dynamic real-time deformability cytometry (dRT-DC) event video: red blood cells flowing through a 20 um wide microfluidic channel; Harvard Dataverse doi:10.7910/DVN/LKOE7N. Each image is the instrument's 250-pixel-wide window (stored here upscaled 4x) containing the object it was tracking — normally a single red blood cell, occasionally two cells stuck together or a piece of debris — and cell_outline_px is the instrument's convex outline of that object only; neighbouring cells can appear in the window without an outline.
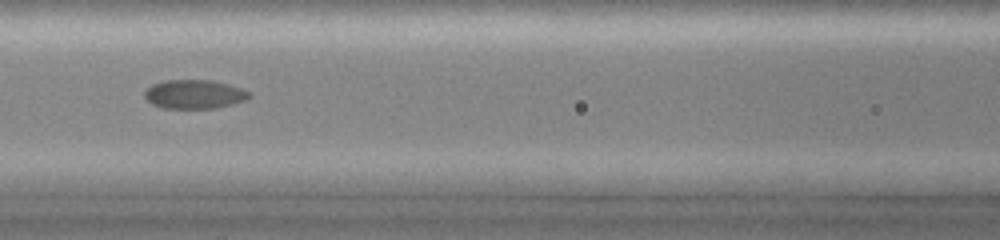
{"species": "common noctule bat (a hibernating species)", "species_latin": "Nyctalus noctula", "temperature_condition": "cold", "stored_images_in_passage": 6, "camera_frame_rate_fps": 3000, "um_per_image_px": 0.085, "animal": {"sex": "female", "body_mass_g": 19.0, "forearm_length_mm": 51.5}, "frame": {"image": 1, "passage_image": 4, "time_ms": 2.0, "image_size_px": [1000, 240], "cell_outline_px": [[252, 96], [244, 100], [232, 104], [216, 108], [164, 108], [152, 104], [144, 96], [144, 92], [152, 84], [164, 80], [212, 80], [228, 84], [252, 92]], "centroid_in_image_um": [16.53, 8.0], "position_along_channel_um": 150.1, "area_um2": 17.63}}
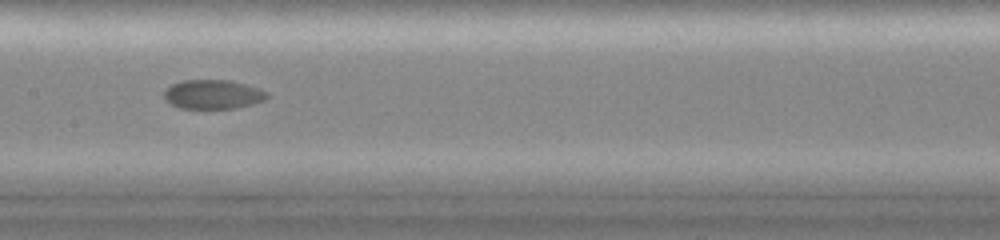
{"frame": {"image": 2, "passage_image": 5, "time_ms": 3.0, "image_size_px": [1000, 240], "cell_outline_px": [[268, 96], [264, 100], [252, 104], [236, 108], [180, 108], [164, 100], [164, 92], [172, 84], [184, 80], [228, 80], [260, 88], [268, 92]], "centroid_in_image_um": [18.11, 8.02], "position_along_channel_um": 189.3, "area_um2": 17.4}}